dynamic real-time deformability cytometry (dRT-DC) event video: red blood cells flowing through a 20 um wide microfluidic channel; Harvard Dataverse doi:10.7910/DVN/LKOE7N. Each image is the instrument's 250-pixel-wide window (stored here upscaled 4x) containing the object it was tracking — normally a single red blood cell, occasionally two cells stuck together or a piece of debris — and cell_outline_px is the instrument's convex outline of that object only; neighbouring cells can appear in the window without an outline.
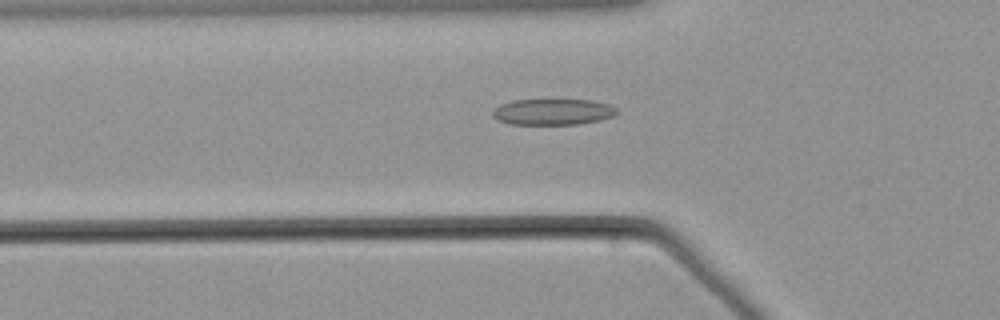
{"species": "common noctule bat (a hibernating species)", "species_latin": "Nyctalus noctula", "temperature_condition": "warm", "stored_images_in_passage": 36, "camera_frame_rate_fps": 3000, "um_per_image_px": 0.085, "animal": {"sex": "male", "body_mass_g": 21.5, "forearm_length_mm": 52.0}, "frame": {"image": 1, "passage_image": 6, "time_ms": 1.667, "image_size_px": [1000, 320], "cell_outline_px": [[620, 112], [612, 116], [600, 120], [580, 124], [508, 124], [496, 120], [492, 116], [492, 112], [500, 104], [512, 100], [592, 100], [608, 104], [616, 108]], "centroid_in_image_um": [46.98, 9.51], "position_along_channel_um": 78.8, "area_um2": 18.96}}
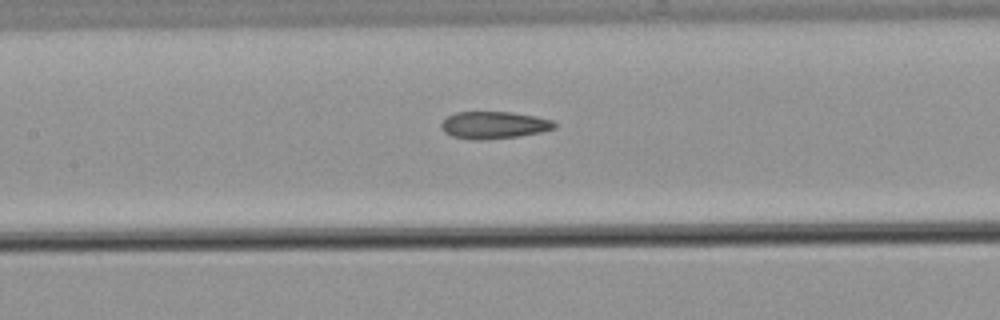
{"frame": {"image": 2, "passage_image": 13, "time_ms": 4.0, "image_size_px": [1000, 320], "cell_outline_px": [[556, 128], [544, 132], [520, 136], [480, 140], [452, 136], [444, 132], [440, 124], [448, 116], [456, 112], [512, 112], [536, 116], [552, 120], [556, 124]], "centroid_in_image_um": [42.03, 10.63], "position_along_channel_um": 165.4, "area_um2": 17.98}}
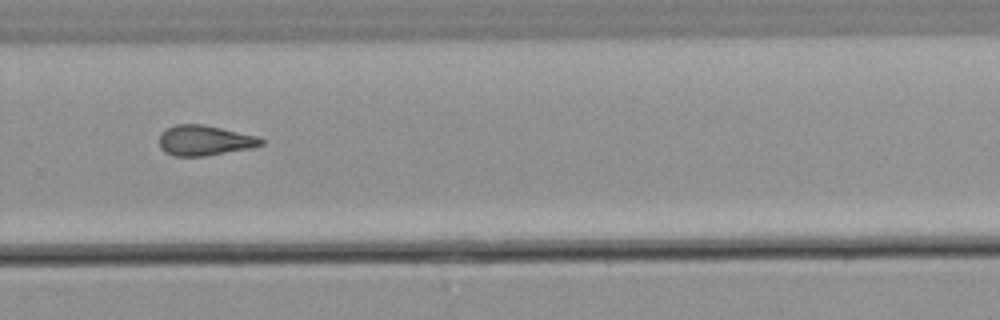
{"frame": {"image": 3, "passage_image": 25, "time_ms": 8.0, "image_size_px": [1000, 320], "cell_outline_px": [[264, 144], [252, 148], [204, 156], [172, 156], [164, 152], [160, 148], [160, 136], [168, 128], [176, 124], [204, 124], [260, 136], [264, 140]], "centroid_in_image_um": [17.44, 11.94], "position_along_channel_um": 312.4, "area_um2": 18.09}}